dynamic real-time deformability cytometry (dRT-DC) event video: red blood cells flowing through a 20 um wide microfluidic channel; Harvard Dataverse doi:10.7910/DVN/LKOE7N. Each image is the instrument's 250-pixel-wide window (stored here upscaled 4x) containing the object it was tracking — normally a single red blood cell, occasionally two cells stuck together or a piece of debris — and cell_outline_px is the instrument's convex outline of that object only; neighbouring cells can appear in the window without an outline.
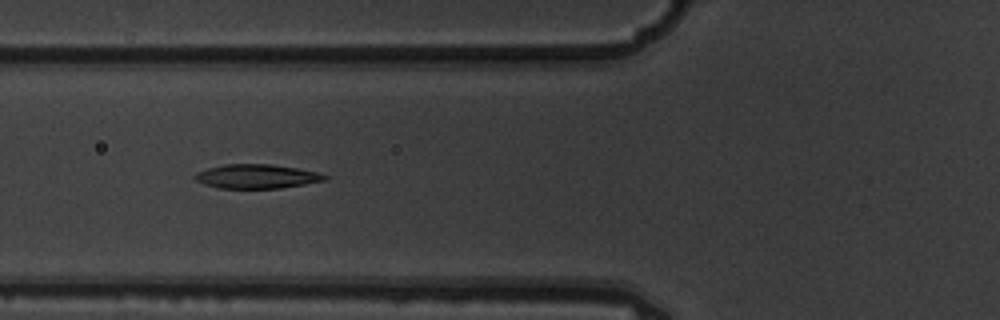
{"species": "common noctule bat (a hibernating species)", "species_latin": "Nyctalus noctula", "temperature_condition": "warm", "stored_images_in_passage": 7, "camera_frame_rate_fps": 3000, "um_per_image_px": 0.085, "animal": {"sex": "male", "body_mass_g": 19.5, "forearm_length_mm": 54.6}, "frame": {"image": 1, "passage_image": 5, "time_ms": 1.333, "image_size_px": [1000, 320], "cell_outline_px": [[328, 180], [280, 188], [220, 188], [204, 184], [196, 180], [192, 176], [196, 172], [208, 168], [224, 164], [272, 164], [296, 168], [316, 172], [328, 176]], "centroid_in_image_um": [21.8, 14.99], "position_along_channel_um": 104.0, "area_um2": 18.21}}
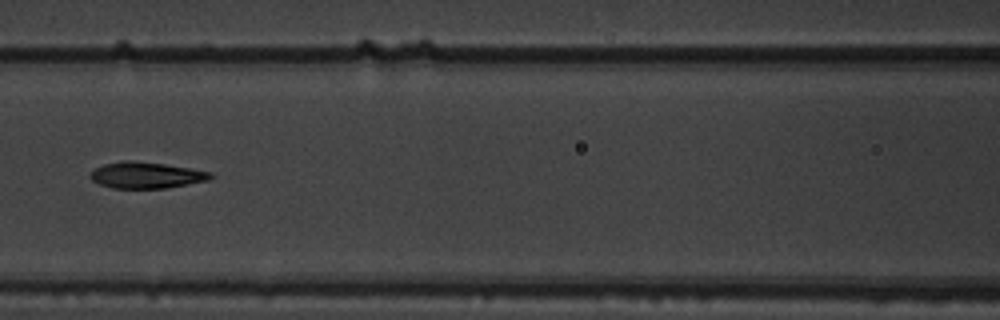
{"frame": {"image": 2, "passage_image": 6, "time_ms": 1.667, "image_size_px": [1000, 320], "cell_outline_px": [[216, 176], [208, 180], [164, 188], [112, 188], [100, 184], [92, 180], [88, 176], [96, 168], [104, 164], [124, 160], [132, 160], [164, 164], [212, 172]], "centroid_in_image_um": [12.43, 14.88], "position_along_channel_um": 154.2, "area_um2": 18.26}}
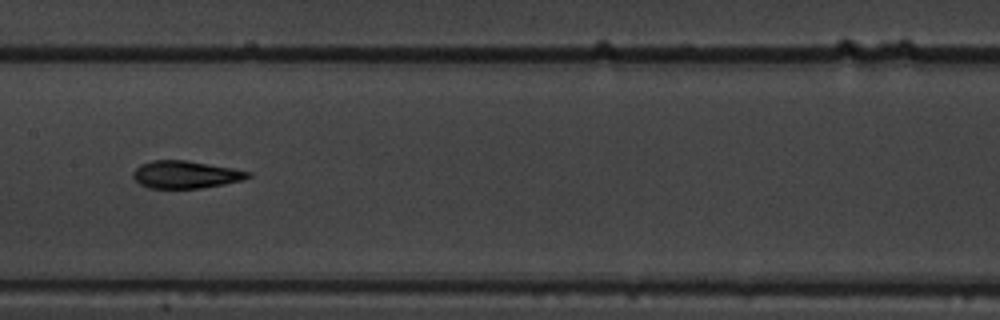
{"frame": {"image": 3, "passage_image": 7, "time_ms": 2.0, "image_size_px": [1000, 320], "cell_outline_px": [[252, 176], [244, 180], [224, 184], [200, 188], [148, 188], [140, 184], [132, 176], [132, 172], [140, 164], [152, 160], [188, 160], [232, 168], [252, 172]], "centroid_in_image_um": [15.78, 14.83], "position_along_channel_um": 191.6, "area_um2": 18.55}}